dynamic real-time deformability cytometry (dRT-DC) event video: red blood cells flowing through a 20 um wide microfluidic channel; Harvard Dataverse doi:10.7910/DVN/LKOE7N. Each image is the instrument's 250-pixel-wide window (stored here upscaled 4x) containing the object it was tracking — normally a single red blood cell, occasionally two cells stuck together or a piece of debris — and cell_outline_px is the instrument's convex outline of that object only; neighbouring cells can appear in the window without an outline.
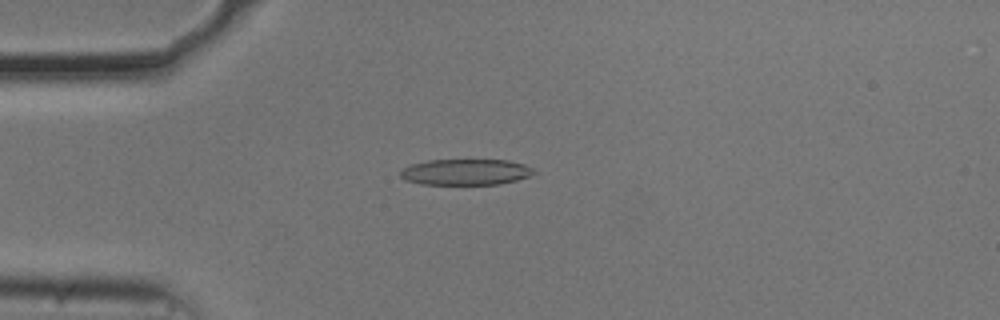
{"species": "common noctule bat (a hibernating species)", "species_latin": "Nyctalus noctula", "temperature_condition": "cold", "stored_images_in_passage": 54, "camera_frame_rate_fps": 3000, "um_per_image_px": 0.085, "animal": {"sex": "male", "body_mass_g": 20.5, "forearm_length_mm": 52.5}, "frame": {"image": 1, "passage_image": 14, "time_ms": 4.333, "image_size_px": [1000, 320], "cell_outline_px": [[536, 172], [528, 176], [516, 180], [500, 184], [420, 184], [404, 180], [400, 176], [400, 172], [404, 168], [412, 164], [428, 160], [508, 160], [524, 164], [532, 168]], "centroid_in_image_um": [39.57, 14.62], "position_along_channel_um": 45.4, "area_um2": 20.11}}
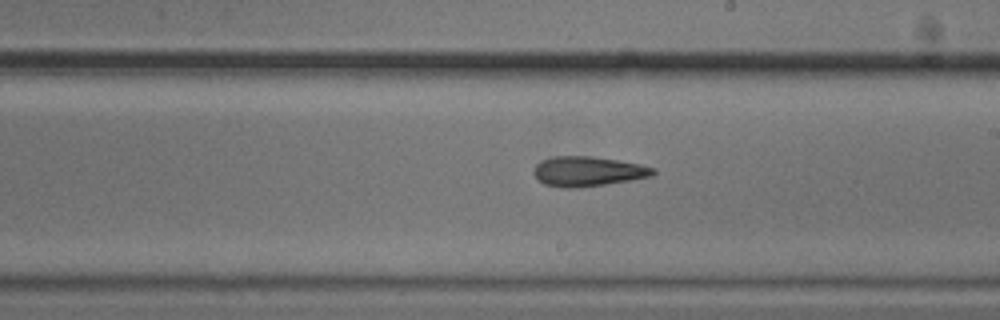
{"frame": {"image": 2, "passage_image": 31, "time_ms": 10.0, "image_size_px": [1000, 320], "cell_outline_px": [[656, 172], [652, 176], [604, 184], [572, 188], [564, 188], [544, 184], [532, 172], [536, 164], [540, 160], [552, 156], [592, 156], [640, 164], [656, 168]], "centroid_in_image_um": [49.94, 14.55], "position_along_channel_um": 239.1, "area_um2": 20.63}}
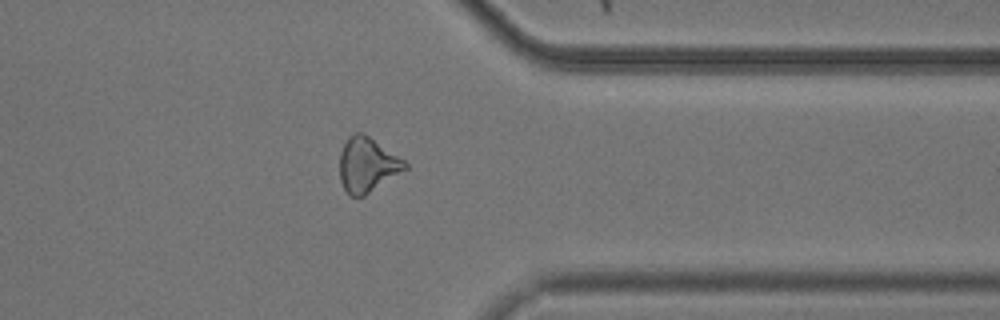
{"frame": {"image": 3, "passage_image": 43, "time_ms": 14.0, "image_size_px": [1000, 320], "cell_outline_px": [[408, 168], [364, 196], [348, 196], [340, 180], [340, 152], [348, 136], [356, 132], [364, 132], [404, 160], [408, 164]], "centroid_in_image_um": [31.21, 14.0], "position_along_channel_um": 380.2, "area_um2": 20.81}, "authors_computed_cell_mechanics": {"area_um2": 21.0392, "velocity_mm_per_s": 3.7129, "shape_relaxation_time_tau1_ms": null, "shape_relaxation_time_tau2_ms": 8.6344, "deformation_change_tau1": null, "deformation_change_tau2": 0.2268}}